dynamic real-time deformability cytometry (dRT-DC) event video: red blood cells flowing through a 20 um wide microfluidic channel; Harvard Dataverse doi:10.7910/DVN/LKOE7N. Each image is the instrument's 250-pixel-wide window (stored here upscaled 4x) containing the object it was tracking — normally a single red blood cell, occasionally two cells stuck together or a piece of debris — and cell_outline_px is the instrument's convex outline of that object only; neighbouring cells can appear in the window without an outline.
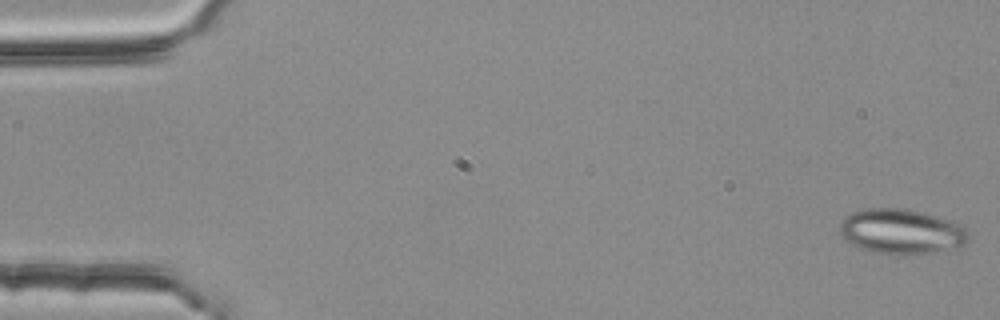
{"species": "common noctule bat (a hibernating species)", "species_latin": "Nyctalus noctula", "temperature_condition": "room temperature", "stored_images_in_passage": 4, "camera_frame_rate_fps": 3000, "um_per_image_px": 0.085, "animal": {"sex": "female", "body_mass_g": 25.1}, "frame": {"image": 1, "passage_image": 1, "time_ms": 0.0, "image_size_px": [1000, 320], "cell_outline_px": [[972, 232], [968, 240], [964, 244], [956, 248], [916, 256], [904, 256], [872, 252], [852, 244], [840, 232], [840, 220], [852, 212], [868, 208], [904, 208], [936, 216], [956, 224]], "centroid_in_image_um": [76.64, 19.71], "position_along_channel_um": 8.4, "area_um2": 33.99}}